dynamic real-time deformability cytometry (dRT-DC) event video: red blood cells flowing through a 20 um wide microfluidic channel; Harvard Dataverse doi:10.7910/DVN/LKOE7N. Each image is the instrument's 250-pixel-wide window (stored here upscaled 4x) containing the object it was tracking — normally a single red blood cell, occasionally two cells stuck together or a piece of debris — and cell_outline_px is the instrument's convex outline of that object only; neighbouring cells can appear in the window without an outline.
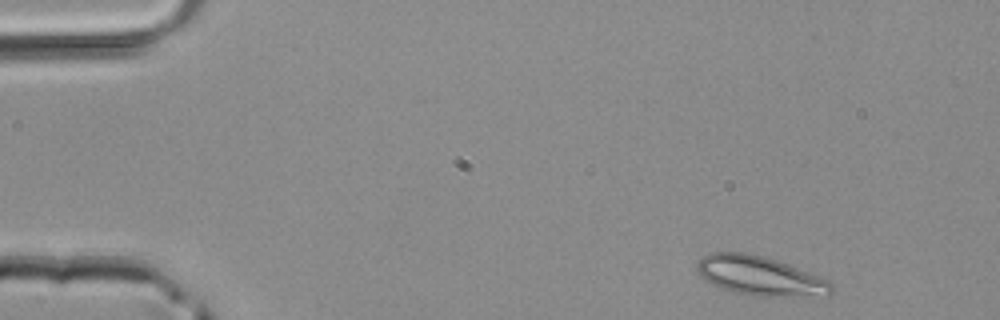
{"species": "common noctule bat (a hibernating species)", "species_latin": "Nyctalus noctula", "temperature_condition": "room temperature", "stored_images_in_passage": 4, "camera_frame_rate_fps": 3000, "um_per_image_px": 0.085, "animal": {"sex": "male", "body_mass_g": 20.4}, "frame": {"image": 1, "passage_image": 1, "time_ms": 0.0, "image_size_px": [1000, 320], "cell_outline_px": [[832, 292], [828, 296], [752, 296], [720, 288], [704, 280], [696, 268], [696, 260], [712, 252], [744, 252], [764, 256], [788, 264], [828, 280], [832, 284]], "centroid_in_image_um": [64.57, 23.45], "position_along_channel_um": 20.4, "area_um2": 30.81}}